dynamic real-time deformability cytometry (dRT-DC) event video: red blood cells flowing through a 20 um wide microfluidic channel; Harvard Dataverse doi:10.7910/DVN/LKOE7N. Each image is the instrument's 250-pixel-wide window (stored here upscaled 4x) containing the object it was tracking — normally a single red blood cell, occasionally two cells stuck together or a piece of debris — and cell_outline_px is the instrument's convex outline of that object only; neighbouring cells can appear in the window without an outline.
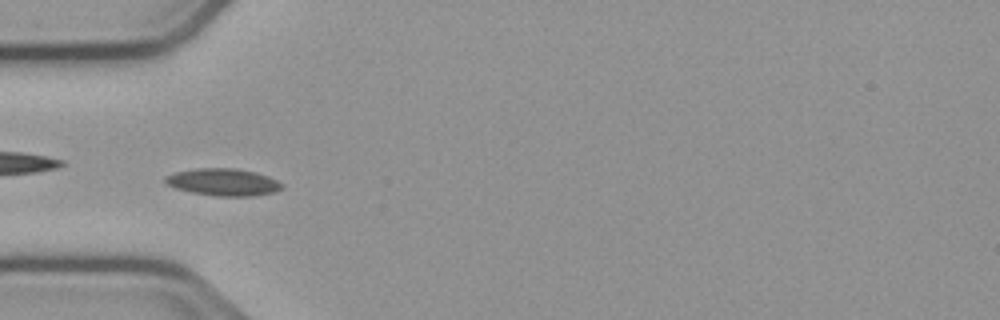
{"species": "common noctule bat (a hibernating species)", "species_latin": "Nyctalus noctula", "temperature_condition": "cold", "stored_images_in_passage": 44, "camera_frame_rate_fps": 3000, "um_per_image_px": 0.085, "animal": {"sex": "male", "body_mass_g": 23.1, "forearm_length_mm": 52.7}, "frame": {"image": 1, "passage_image": 11, "time_ms": 3.333, "image_size_px": [1000, 320], "cell_outline_px": [[284, 188], [276, 192], [252, 196], [216, 196], [192, 192], [176, 188], [164, 184], [164, 176], [176, 172], [196, 168], [236, 168], [256, 172], [268, 176], [284, 184]], "centroid_in_image_um": [18.99, 15.48], "position_along_channel_um": 66.0, "area_um2": 18.67}}
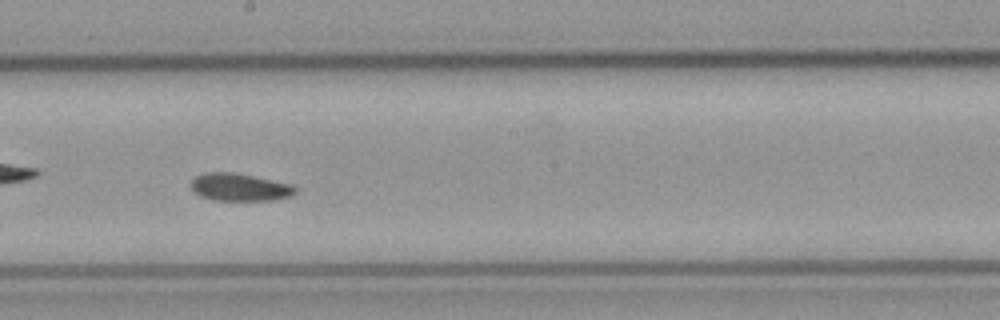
{"frame": {"image": 2, "passage_image": 24, "time_ms": 7.667, "image_size_px": [1000, 320], "cell_outline_px": [[296, 192], [292, 196], [272, 200], [216, 200], [200, 196], [192, 188], [192, 180], [196, 176], [204, 172], [236, 172], [292, 184], [296, 188]], "centroid_in_image_um": [20.4, 15.9], "position_along_channel_um": 227.8, "area_um2": 16.76}}
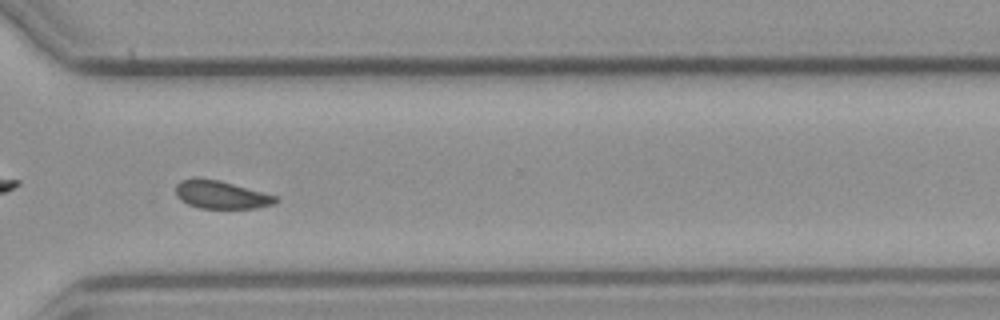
{"frame": {"image": 3, "passage_image": 34, "time_ms": 11.0, "image_size_px": [1000, 320], "cell_outline_px": [[280, 200], [276, 204], [256, 208], [200, 208], [188, 204], [180, 200], [176, 196], [176, 184], [180, 180], [196, 176], [220, 180], [276, 196]], "centroid_in_image_um": [18.77, 16.53], "position_along_channel_um": 351.8, "area_um2": 16.53}, "authors_computed_cell_mechanics": {"area_um2": 16.9354, "velocity_mm_per_s": 3.7281, "shape_relaxation_time_tau1_ms": 5.4461, "shape_relaxation_time_tau2_ms": null, "deformation_change_tau1": 0.0952, "deformation_change_tau2": null}}